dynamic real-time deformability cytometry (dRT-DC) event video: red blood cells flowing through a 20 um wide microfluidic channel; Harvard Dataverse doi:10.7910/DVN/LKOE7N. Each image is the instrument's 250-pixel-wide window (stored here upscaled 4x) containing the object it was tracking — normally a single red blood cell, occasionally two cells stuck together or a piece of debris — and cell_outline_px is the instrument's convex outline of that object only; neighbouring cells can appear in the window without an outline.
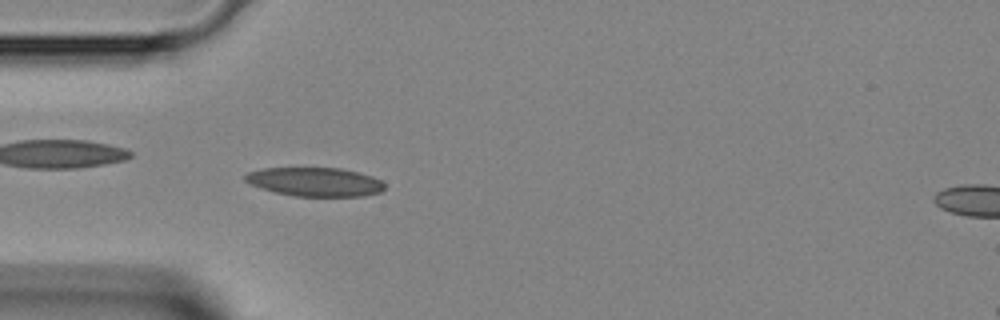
{"species": "Egyptian fruit bat (a non-hibernating species)", "species_latin": "Rousettus aegyptiacus", "temperature_condition": "room temperature", "stored_images_in_passage": 23, "camera_frame_rate_fps": 3000, "um_per_image_px": 0.085, "animal": {"sex": "female"}, "frame": {"image": 1, "passage_image": 4, "time_ms": 1.0, "image_size_px": [1000, 320], "cell_outline_px": [[384, 188], [380, 192], [364, 196], [296, 196], [276, 192], [252, 184], [244, 180], [244, 176], [248, 172], [264, 168], [340, 168], [372, 176], [380, 180], [384, 184]], "centroid_in_image_um": [26.79, 15.45], "position_along_channel_um": 58.2, "area_um2": 23.12}}
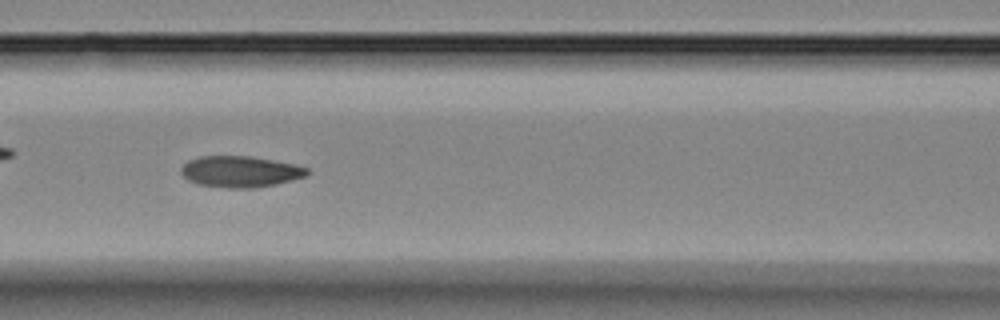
{"frame": {"image": 2, "passage_image": 10, "time_ms": 3.0, "image_size_px": [1000, 320], "cell_outline_px": [[308, 172], [304, 176], [276, 184], [256, 188], [228, 188], [200, 184], [188, 180], [180, 172], [180, 168], [188, 160], [200, 156], [252, 156], [292, 164], [308, 168]], "centroid_in_image_um": [20.38, 14.58], "position_along_channel_um": 146.2, "area_um2": 22.72}}
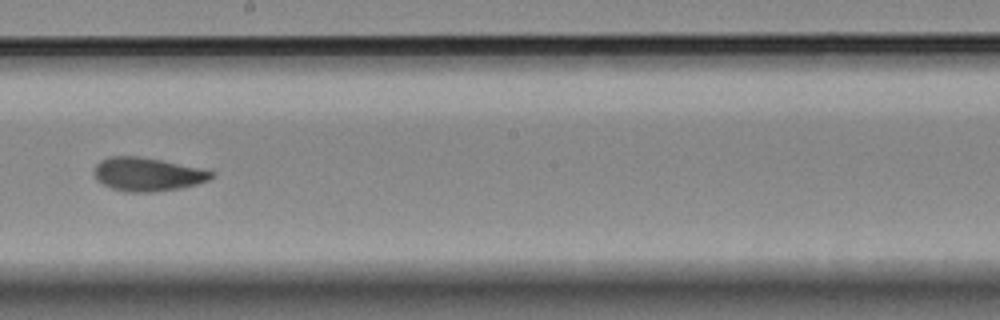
{"frame": {"image": 3, "passage_image": 16, "time_ms": 5.0, "image_size_px": [1000, 320], "cell_outline_px": [[212, 176], [208, 180], [196, 184], [180, 188], [152, 192], [124, 192], [112, 188], [96, 180], [92, 172], [92, 168], [100, 160], [108, 156], [136, 156], [160, 160], [196, 168], [212, 172]], "centroid_in_image_um": [12.41, 14.82], "position_along_channel_um": 235.8, "area_um2": 22.66}}